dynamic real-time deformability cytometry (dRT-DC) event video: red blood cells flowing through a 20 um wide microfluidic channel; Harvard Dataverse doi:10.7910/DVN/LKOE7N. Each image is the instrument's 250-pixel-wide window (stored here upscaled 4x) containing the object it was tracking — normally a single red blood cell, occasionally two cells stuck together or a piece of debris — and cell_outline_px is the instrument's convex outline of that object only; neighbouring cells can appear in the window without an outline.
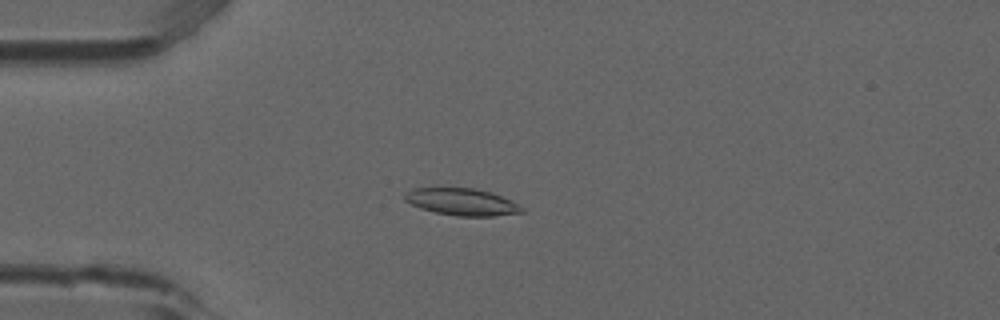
{"species": "common noctule bat (a hibernating species)", "species_latin": "Nyctalus noctula", "temperature_condition": "room temperature", "stored_images_in_passage": 48, "camera_frame_rate_fps": 3000, "um_per_image_px": 0.085, "animal": {"sex": "male", "forearm_length_mm": 52.5}, "frame": {"image": 1, "passage_image": 9, "time_ms": 2.667, "image_size_px": [1000, 320], "cell_outline_px": [[524, 212], [492, 216], [456, 216], [436, 212], [420, 208], [404, 200], [404, 196], [412, 188], [476, 188], [492, 192], [512, 200], [524, 208]], "centroid_in_image_um": [39.3, 17.16], "position_along_channel_um": 45.7, "area_um2": 18.44}}
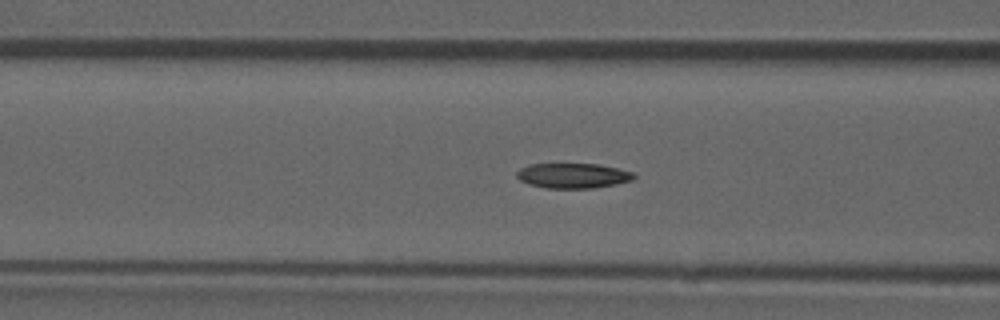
{"frame": {"image": 2, "passage_image": 16, "time_ms": 5.0, "image_size_px": [1000, 320], "cell_outline_px": [[636, 176], [632, 180], [616, 184], [592, 188], [544, 188], [528, 184], [520, 180], [516, 176], [516, 172], [520, 168], [528, 164], [596, 164], [616, 168], [632, 172]], "centroid_in_image_um": [48.66, 14.93], "position_along_channel_um": 117.9, "area_um2": 17.05}}
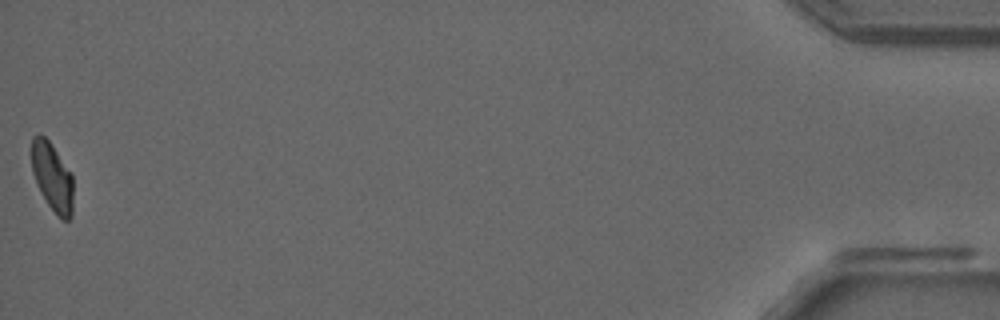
{"frame": {"image": 3, "passage_image": 48, "time_ms": 15.667, "image_size_px": [1000, 320], "cell_outline_px": [[72, 216], [68, 220], [60, 220], [48, 204], [36, 184], [32, 172], [32, 136], [40, 132], [48, 140], [72, 172]], "centroid_in_image_um": [4.44, 15.04], "position_along_channel_um": 430.8, "area_um2": 16.7}, "authors_computed_cell_mechanics": {"area_um2": 17.6001, "velocity_mm_per_s": 3.8772, "shape_relaxation_time_tau1_ms": null, "shape_relaxation_time_tau2_ms": 4.9306, "deformation_change_tau1": null, "deformation_change_tau2": 0.0961}}